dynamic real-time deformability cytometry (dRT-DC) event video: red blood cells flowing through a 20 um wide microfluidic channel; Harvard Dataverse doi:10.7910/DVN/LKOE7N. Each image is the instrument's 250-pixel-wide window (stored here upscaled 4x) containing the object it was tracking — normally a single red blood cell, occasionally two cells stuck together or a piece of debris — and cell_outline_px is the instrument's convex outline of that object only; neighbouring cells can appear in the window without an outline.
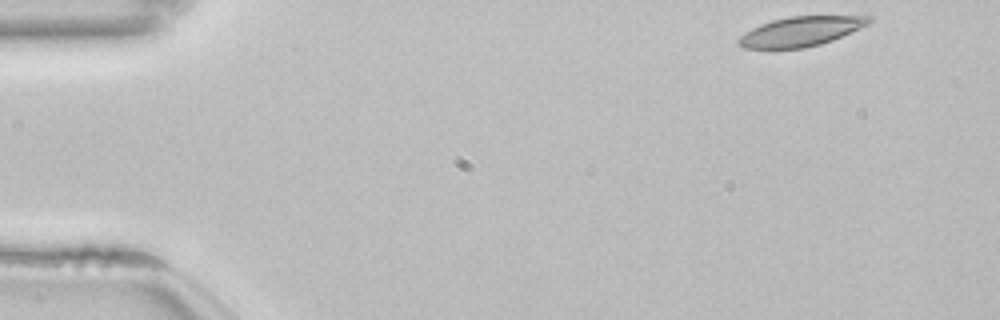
{"species": "common noctule bat (a hibernating species)", "species_latin": "Nyctalus noctula", "temperature_condition": "room temperature", "stored_images_in_passage": 50, "camera_frame_rate_fps": 3000, "um_per_image_px": 0.085, "animal": {"sex": "female", "body_mass_g": 22.7, "forearm_length_mm": 54.2}, "frame": {"image": 1, "passage_image": 1, "time_ms": 0.0, "image_size_px": [1000, 320], "cell_outline_px": [[872, 20], [868, 24], [832, 40], [820, 44], [804, 48], [744, 48], [736, 44], [736, 40], [744, 32], [760, 24], [772, 20], [792, 16], [872, 16]], "centroid_in_image_um": [68.02, 2.67], "position_along_channel_um": 17.0, "area_um2": 22.31}}
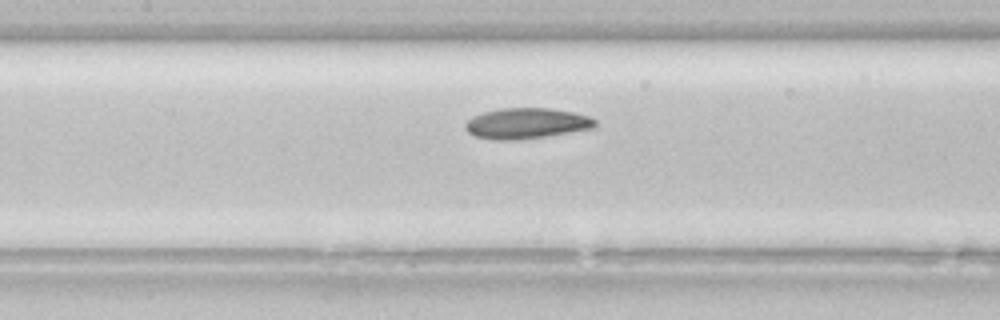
{"frame": {"image": 2, "passage_image": 21, "time_ms": 6.667, "image_size_px": [1000, 320], "cell_outline_px": [[596, 128], [544, 136], [516, 140], [496, 140], [472, 136], [464, 128], [464, 124], [468, 120], [484, 112], [500, 108], [548, 108], [572, 112], [588, 116], [596, 120]], "centroid_in_image_um": [44.74, 10.49], "position_along_channel_um": 162.7, "area_um2": 23.12}}
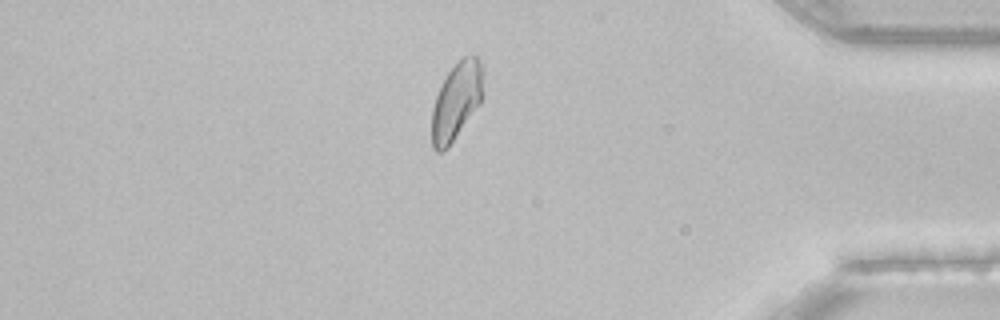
{"frame": {"image": 3, "passage_image": 42, "time_ms": 13.667, "image_size_px": [1000, 320], "cell_outline_px": [[480, 104], [448, 148], [440, 152], [436, 152], [432, 148], [432, 108], [436, 96], [448, 72], [464, 56], [476, 56], [480, 60]], "centroid_in_image_um": [38.74, 8.67], "position_along_channel_um": 396.5, "area_um2": 22.37}, "authors_computed_cell_mechanics": {"area_um2": 23.0622, "velocity_mm_per_s": 3.8137, "shape_relaxation_time_tau1_ms": 7.2189, "shape_relaxation_time_tau2_ms": 4.2499, "deformation_change_tau1": 0.1554, "deformation_change_tau2": 0.096}}